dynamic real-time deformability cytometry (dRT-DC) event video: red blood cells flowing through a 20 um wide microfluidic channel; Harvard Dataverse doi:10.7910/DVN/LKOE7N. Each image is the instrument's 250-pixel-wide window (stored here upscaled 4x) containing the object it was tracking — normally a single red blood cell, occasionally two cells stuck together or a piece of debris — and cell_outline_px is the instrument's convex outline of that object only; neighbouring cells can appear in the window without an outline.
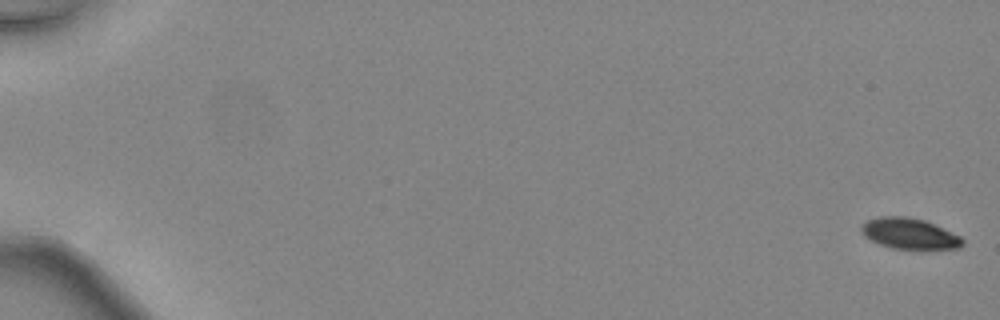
{"species": "common noctule bat (a hibernating species)", "species_latin": "Nyctalus noctula", "temperature_condition": "warm", "stored_images_in_passage": 48, "camera_frame_rate_fps": 3000, "um_per_image_px": 0.085, "animal": {"sex": "female", "body_mass_g": 24.6, "forearm_length_mm": 56.2}, "frame": {"image": 1, "passage_image": 1, "time_ms": 0.0, "image_size_px": [1000, 320], "cell_outline_px": [[964, 244], [960, 248], [892, 248], [880, 244], [864, 236], [860, 232], [860, 228], [868, 220], [880, 216], [908, 216], [924, 220], [960, 236], [964, 240]], "centroid_in_image_um": [77.28, 19.84], "position_along_channel_um": 7.7, "area_um2": 17.86}}
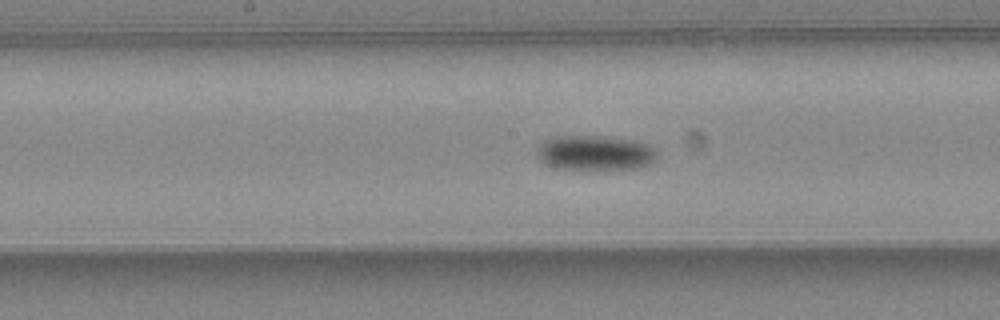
{"frame": {"image": 2, "passage_image": 27, "time_ms": 8.667, "image_size_px": [1000, 320], "cell_outline_px": [[656, 156], [648, 164], [636, 168], [556, 168], [544, 164], [536, 156], [536, 148], [544, 140], [556, 136], [604, 136], [632, 140], [648, 144], [656, 148]], "centroid_in_image_um": [50.52, 12.97], "position_along_channel_um": 197.7, "area_um2": 24.16}}
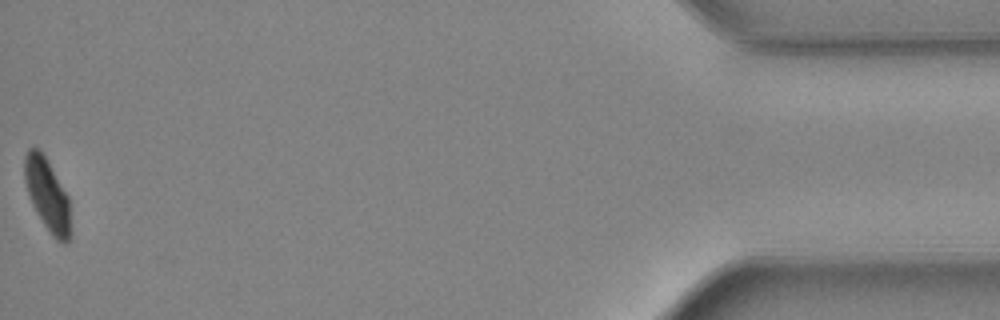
{"frame": {"image": 3, "passage_image": 48, "time_ms": 15.667, "image_size_px": [1000, 320], "cell_outline_px": [[72, 232], [68, 244], [64, 244], [56, 240], [52, 236], [36, 212], [32, 204], [24, 180], [24, 156], [28, 148], [36, 148], [44, 156], [68, 196]], "centroid_in_image_um": [4.04, 16.64], "position_along_channel_um": 431.2, "area_um2": 19.36}, "authors_computed_cell_mechanics": {"area_um2": 20.8947, "velocity_mm_per_s": 4.5454, "shape_relaxation_time_tau1_ms": 2.245, "shape_relaxation_time_tau2_ms": null, "deformation_change_tau1": 0.1014, "deformation_change_tau2": null}}